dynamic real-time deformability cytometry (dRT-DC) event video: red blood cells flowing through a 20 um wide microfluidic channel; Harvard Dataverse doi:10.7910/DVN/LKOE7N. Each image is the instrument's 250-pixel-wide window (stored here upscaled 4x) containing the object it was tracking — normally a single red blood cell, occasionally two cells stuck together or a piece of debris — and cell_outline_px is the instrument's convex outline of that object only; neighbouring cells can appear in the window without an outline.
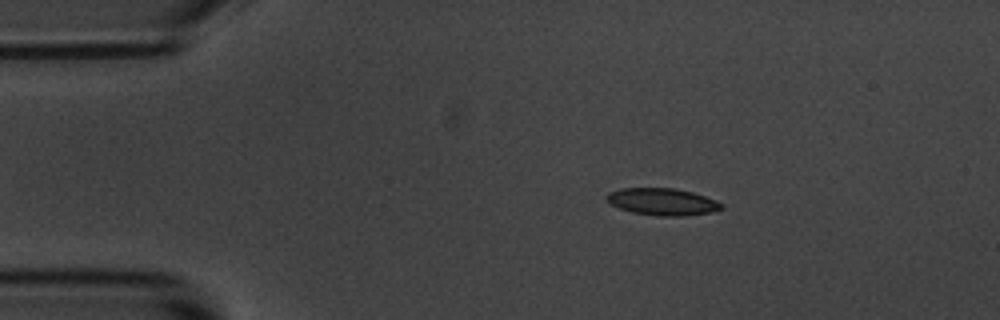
{"species": "common noctule bat (a hibernating species)", "species_latin": "Nyctalus noctula", "temperature_condition": "room temperature", "stored_images_in_passage": 3, "camera_frame_rate_fps": 3000, "um_per_image_px": 0.085, "animal": {"sex": "male", "body_mass_g": 20.1, "forearm_length_mm": 53.5}, "frame": {"image": 1, "passage_image": 1, "time_ms": 0.0, "image_size_px": [1000, 320], "cell_outline_px": [[724, 208], [708, 212], [688, 216], [656, 216], [632, 212], [620, 208], [612, 204], [604, 196], [608, 192], [620, 188], [676, 188], [692, 192], [716, 200], [724, 204]], "centroid_in_image_um": [56.3, 17.14], "position_along_channel_um": 28.7, "area_um2": 18.15}}
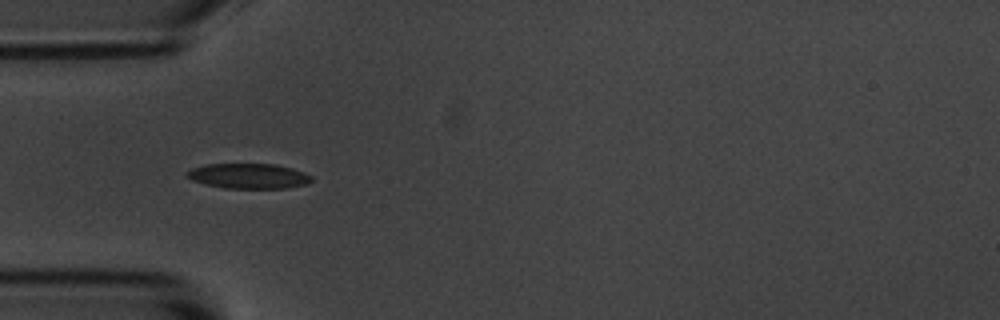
{"frame": {"image": 2, "passage_image": 3, "time_ms": 2.333, "image_size_px": [1000, 320], "cell_outline_px": [[312, 180], [308, 184], [288, 188], [224, 188], [204, 184], [192, 180], [184, 176], [192, 168], [208, 164], [276, 164], [292, 168], [304, 172], [312, 176]], "centroid_in_image_um": [21.15, 14.96], "position_along_channel_um": 63.8, "area_um2": 18.32}}